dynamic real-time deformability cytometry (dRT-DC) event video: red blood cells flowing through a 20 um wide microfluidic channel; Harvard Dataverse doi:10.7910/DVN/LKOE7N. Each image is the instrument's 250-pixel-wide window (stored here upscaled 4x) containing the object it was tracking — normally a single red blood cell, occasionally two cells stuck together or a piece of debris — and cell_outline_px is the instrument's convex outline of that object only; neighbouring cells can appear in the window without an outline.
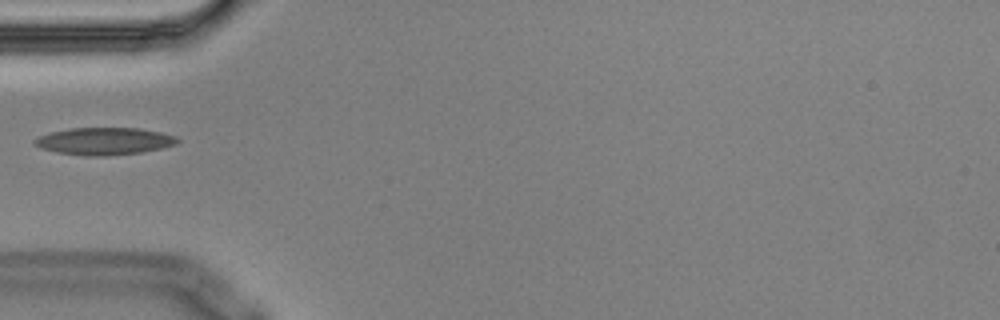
{"species": "Egyptian fruit bat (a non-hibernating species)", "species_latin": "Rousettus aegyptiacus", "temperature_condition": "cold", "stored_images_in_passage": 9, "camera_frame_rate_fps": 3000, "um_per_image_px": 0.085, "animal": {"sex": "male"}, "frame": {"image": 1, "passage_image": 3, "time_ms": 0.667, "image_size_px": [1000, 320], "cell_outline_px": [[180, 140], [176, 144], [164, 148], [140, 152], [104, 156], [84, 156], [56, 152], [40, 148], [32, 144], [32, 140], [40, 136], [52, 132], [72, 128], [140, 128], [160, 132], [176, 136]], "centroid_in_image_um": [8.86, 12.0], "position_along_channel_um": 76.1, "area_um2": 22.77}}
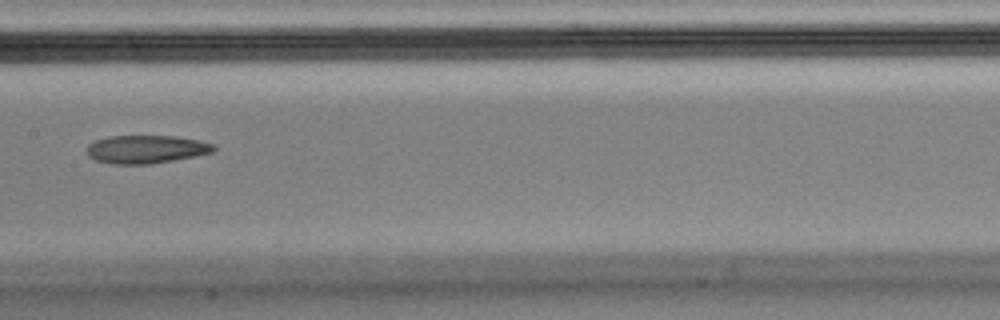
{"frame": {"image": 2, "passage_image": 6, "time_ms": 1.667, "image_size_px": [1000, 320], "cell_outline_px": [[216, 148], [212, 152], [196, 156], [148, 164], [112, 164], [96, 160], [88, 156], [88, 144], [96, 140], [112, 136], [176, 136], [216, 144]], "centroid_in_image_um": [12.43, 12.69], "position_along_channel_um": 195.0, "area_um2": 20.63}}
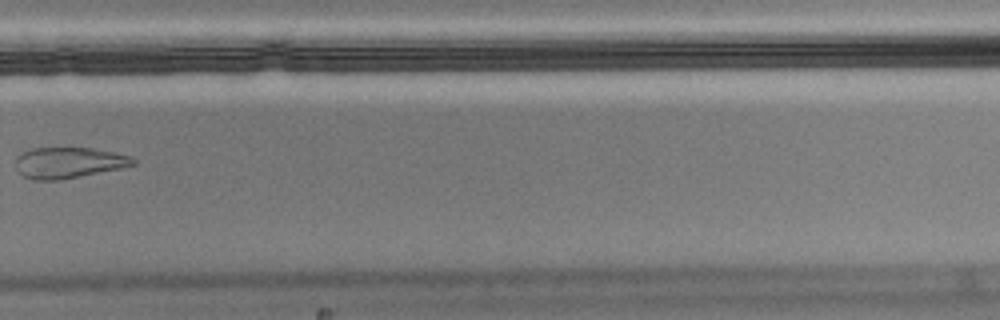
{"frame": {"image": 3, "passage_image": 9, "time_ms": 2.667, "image_size_px": [1000, 320], "cell_outline_px": [[136, 164], [120, 168], [60, 180], [32, 180], [24, 176], [16, 168], [16, 156], [32, 148], [92, 148], [132, 156], [136, 160]], "centroid_in_image_um": [5.83, 13.83], "position_along_channel_um": 324.0, "area_um2": 21.04}}